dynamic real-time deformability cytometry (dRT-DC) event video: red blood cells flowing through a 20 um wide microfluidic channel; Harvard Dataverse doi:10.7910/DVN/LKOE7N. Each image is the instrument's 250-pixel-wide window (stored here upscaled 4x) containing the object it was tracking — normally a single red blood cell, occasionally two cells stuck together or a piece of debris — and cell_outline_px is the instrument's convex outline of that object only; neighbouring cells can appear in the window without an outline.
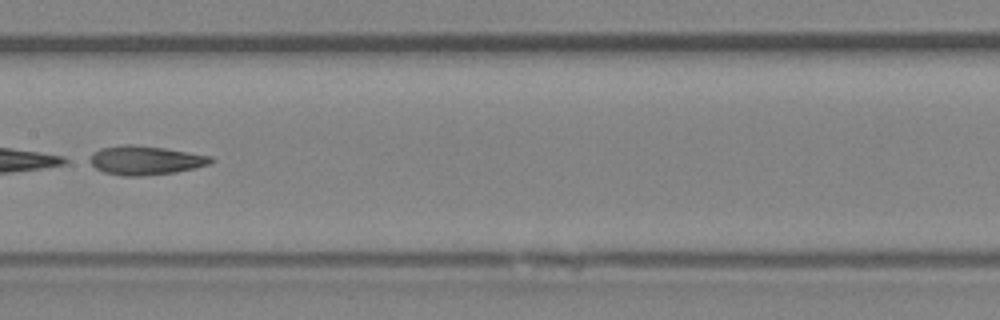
{"species": "Egyptian fruit bat (a non-hibernating species)", "species_latin": "Rousettus aegyptiacus", "temperature_condition": "room temperature", "stored_images_in_passage": 48, "segment_of_instrument_passage": [2, 2], "camera_frame_rate_fps": 3000, "um_per_image_px": 0.085, "animal": {"sex": "female"}, "frame": {"image": 1, "passage_image": 25, "time_ms": 8.0, "image_size_px": [1000, 320], "cell_outline_px": [[216, 160], [208, 164], [176, 172], [140, 176], [124, 176], [104, 172], [96, 168], [84, 160], [92, 152], [100, 148], [124, 144], [132, 144], [164, 148], [212, 156]], "centroid_in_image_um": [12.27, 13.62], "position_along_channel_um": 195.1, "area_um2": 20.63}}